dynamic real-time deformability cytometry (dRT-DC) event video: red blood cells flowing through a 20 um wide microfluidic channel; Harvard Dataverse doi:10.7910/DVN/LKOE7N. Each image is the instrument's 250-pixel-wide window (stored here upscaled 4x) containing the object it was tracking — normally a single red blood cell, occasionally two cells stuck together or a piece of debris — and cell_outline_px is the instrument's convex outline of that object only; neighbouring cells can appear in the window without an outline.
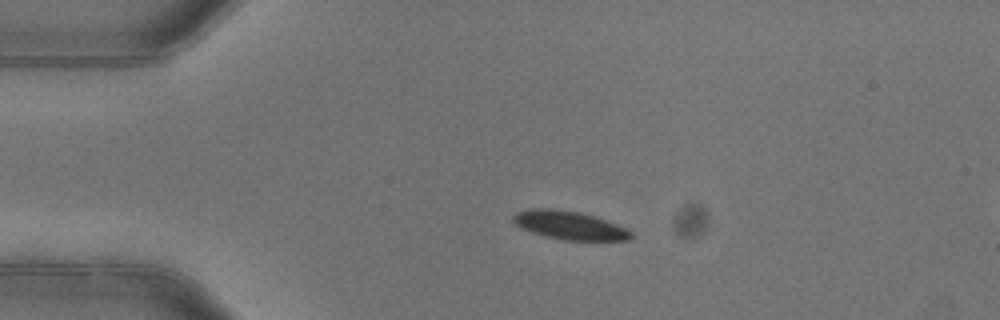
{"species": "common noctule bat (a hibernating species)", "species_latin": "Nyctalus noctula", "temperature_condition": "warm", "stored_images_in_passage": 3, "segment_of_instrument_passage": [1, 2], "camera_frame_rate_fps": 3000, "um_per_image_px": 0.085, "animal": {"sex": "female"}, "frame": {"image": 1, "passage_image": 1, "time_ms": 0.0, "image_size_px": [1000, 320], "cell_outline_px": [[632, 240], [564, 240], [544, 236], [520, 228], [512, 220], [512, 216], [516, 212], [528, 208], [552, 208], [580, 212], [616, 224], [632, 232]], "centroid_in_image_um": [48.35, 19.14], "position_along_channel_um": 36.7, "area_um2": 19.48}}